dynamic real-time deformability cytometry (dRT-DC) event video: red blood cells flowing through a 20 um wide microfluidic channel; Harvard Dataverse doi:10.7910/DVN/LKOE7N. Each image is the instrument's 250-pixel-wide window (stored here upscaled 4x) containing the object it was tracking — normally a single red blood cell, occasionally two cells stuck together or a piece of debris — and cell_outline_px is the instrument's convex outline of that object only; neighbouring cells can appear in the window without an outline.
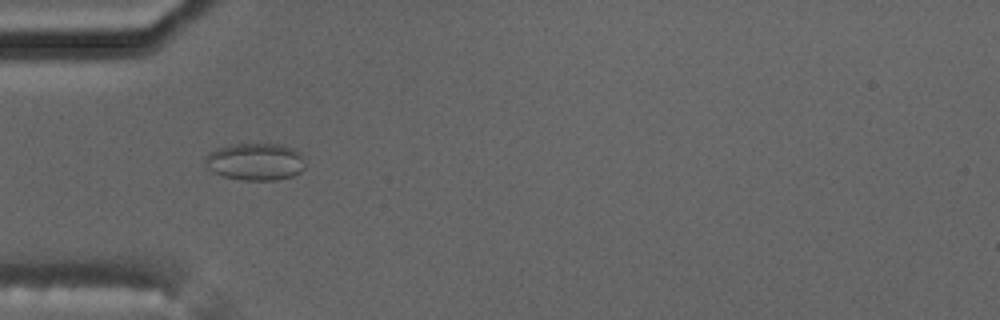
{"species": "common noctule bat (a hibernating species)", "species_latin": "Nyctalus noctula", "temperature_condition": "cold", "stored_images_in_passage": 10, "camera_frame_rate_fps": 3000, "um_per_image_px": 0.085, "animal": {"sex": "male", "body_mass_g": 17.5, "forearm_length_mm": 52.3}, "frame": {"image": 1, "passage_image": 5, "time_ms": 5.333, "image_size_px": [1000, 320], "cell_outline_px": [[304, 168], [300, 172], [292, 176], [276, 180], [244, 180], [224, 176], [212, 172], [204, 164], [204, 156], [208, 152], [216, 148], [232, 144], [284, 144], [300, 152], [304, 164]], "centroid_in_image_um": [21.67, 13.73], "position_along_channel_um": 63.3, "area_um2": 21.91}}
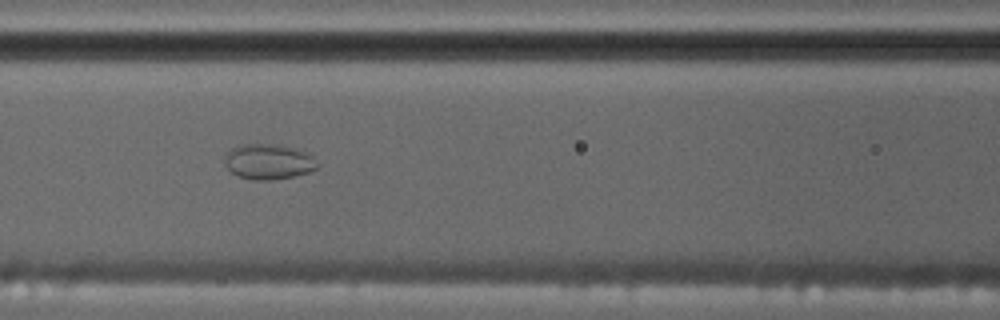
{"frame": {"image": 2, "passage_image": 7, "time_ms": 7.667, "image_size_px": [1000, 320], "cell_outline_px": [[320, 164], [316, 168], [308, 172], [292, 176], [268, 180], [252, 180], [240, 176], [232, 172], [224, 164], [224, 152], [236, 144], [276, 144], [296, 148], [308, 152]], "centroid_in_image_um": [22.79, 13.71], "position_along_channel_um": 143.8, "area_um2": 19.36}}